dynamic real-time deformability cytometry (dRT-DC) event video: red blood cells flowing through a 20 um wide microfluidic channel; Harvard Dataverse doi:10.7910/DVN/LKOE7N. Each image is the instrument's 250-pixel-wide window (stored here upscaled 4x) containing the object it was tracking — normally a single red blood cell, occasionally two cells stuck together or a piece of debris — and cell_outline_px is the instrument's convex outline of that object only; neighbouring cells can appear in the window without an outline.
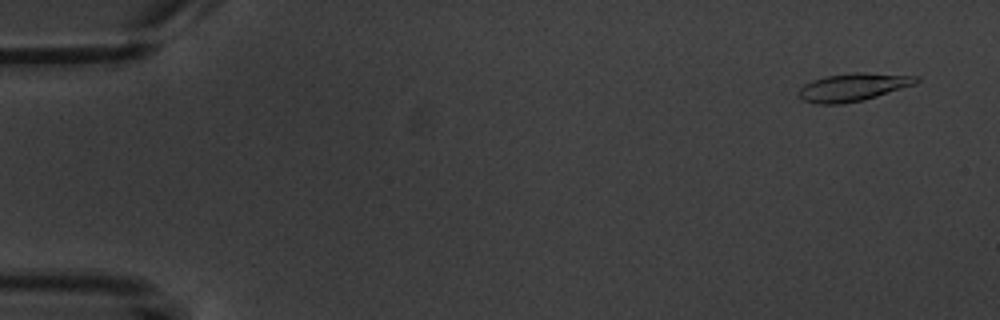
{"species": "common noctule bat (a hibernating species)", "species_latin": "Nyctalus noctula", "temperature_condition": "warm", "stored_images_in_passage": 6, "segment_of_instrument_passage": [1, 2], "camera_frame_rate_fps": 3000, "um_per_image_px": 0.085, "animal": {"sex": "male", "body_mass_g": 20.1, "forearm_length_mm": 53.5}, "frame": {"image": 1, "passage_image": 1, "time_ms": 0.0, "image_size_px": [1000, 320], "cell_outline_px": [[920, 80], [916, 84], [864, 100], [844, 104], [816, 104], [800, 100], [796, 96], [796, 92], [804, 84], [812, 80], [828, 76], [856, 72], [864, 72], [916, 76]], "centroid_in_image_um": [72.45, 7.43], "position_along_channel_um": 12.5, "area_um2": 19.31}}
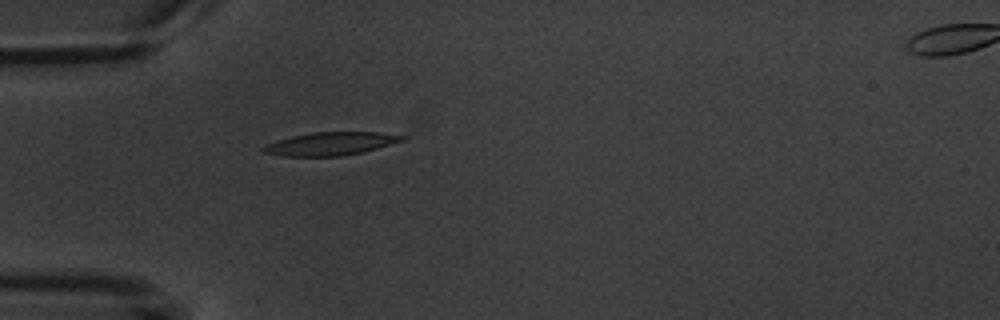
{"frame": {"image": 2, "passage_image": 5, "time_ms": 4.667, "image_size_px": [1000, 320], "cell_outline_px": [[408, 136], [404, 140], [376, 148], [360, 152], [340, 156], [280, 156], [264, 152], [260, 148], [264, 144], [276, 140], [292, 136], [312, 132], [380, 132]], "centroid_in_image_um": [28.05, 12.21], "position_along_channel_um": 57.0, "area_um2": 18.67}}